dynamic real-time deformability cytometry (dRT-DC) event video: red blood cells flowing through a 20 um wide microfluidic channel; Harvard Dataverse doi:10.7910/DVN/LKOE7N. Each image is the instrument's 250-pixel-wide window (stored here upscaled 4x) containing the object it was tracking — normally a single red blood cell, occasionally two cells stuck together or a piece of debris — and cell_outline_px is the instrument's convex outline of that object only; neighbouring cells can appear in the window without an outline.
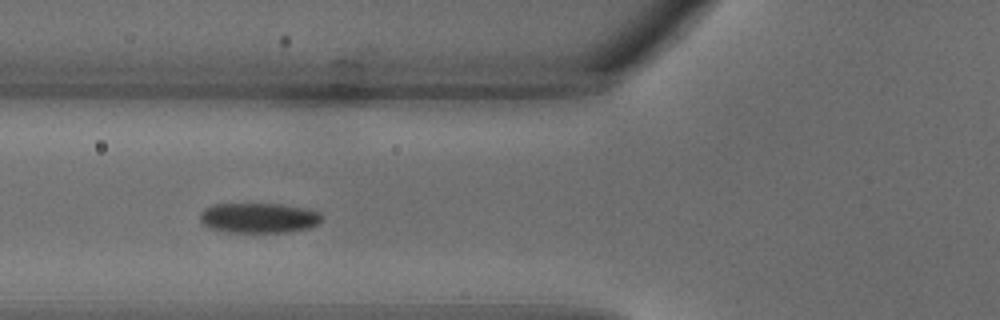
{"species": "common noctule bat (a hibernating species)", "species_latin": "Nyctalus noctula", "temperature_condition": "warm", "stored_images_in_passage": 28, "camera_frame_rate_fps": 3000, "um_per_image_px": 0.085, "animal": {"sex": "male", "body_mass_g": 18.8}, "frame": {"image": 1, "passage_image": 8, "time_ms": 2.333, "image_size_px": [1000, 320], "cell_outline_px": [[320, 224], [308, 228], [284, 232], [220, 232], [208, 228], [200, 220], [200, 212], [204, 208], [212, 204], [280, 204], [304, 208], [320, 212]], "centroid_in_image_um": [21.94, 18.52], "position_along_channel_um": 103.9, "area_um2": 21.44}}
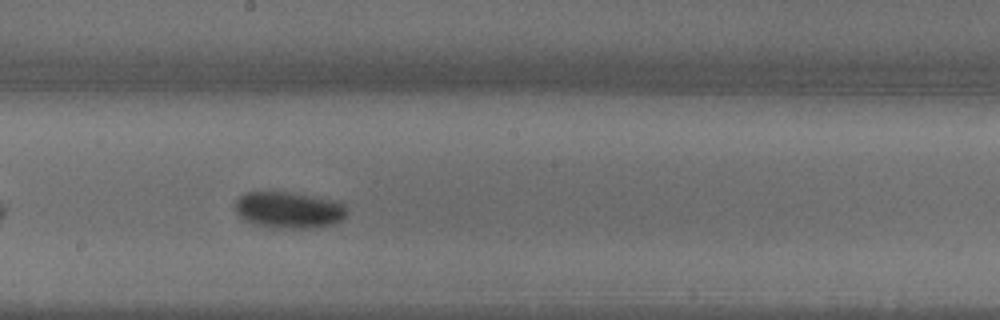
{"frame": {"image": 2, "passage_image": 14, "time_ms": 4.333, "image_size_px": [1000, 320], "cell_outline_px": [[348, 212], [340, 220], [332, 224], [312, 228], [268, 228], [256, 224], [240, 216], [236, 212], [236, 200], [240, 196], [248, 192], [292, 192], [332, 200], [344, 204], [348, 208]], "centroid_in_image_um": [24.57, 17.85], "position_along_channel_um": 223.6, "area_um2": 23.58}}
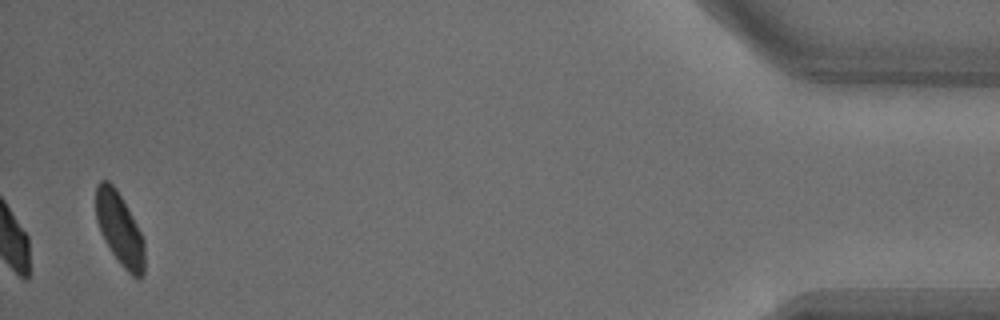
{"frame": {"image": 3, "passage_image": 28, "time_ms": 9.0, "image_size_px": [1000, 320], "cell_outline_px": [[144, 272], [140, 276], [132, 276], [120, 264], [104, 240], [100, 232], [96, 220], [96, 184], [100, 180], [108, 180], [116, 188], [136, 224], [144, 240]], "centroid_in_image_um": [10.14, 19.44], "position_along_channel_um": 425.1, "area_um2": 20.29}}